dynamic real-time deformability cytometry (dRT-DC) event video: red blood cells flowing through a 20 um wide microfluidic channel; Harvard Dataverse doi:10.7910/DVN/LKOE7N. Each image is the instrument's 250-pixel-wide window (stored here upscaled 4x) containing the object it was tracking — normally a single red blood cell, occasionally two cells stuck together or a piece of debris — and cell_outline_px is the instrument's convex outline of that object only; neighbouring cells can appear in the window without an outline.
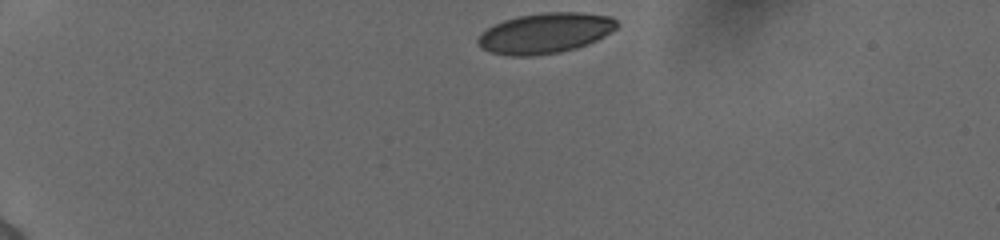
{"species": "human", "species_latin": "Homo sapiens", "temperature_condition": "cold", "stored_images_in_passage": 38, "camera_frame_rate_fps": 3000, "um_per_image_px": 0.085, "donor": {"sex": "female"}, "frame": {"image": 1, "passage_image": 1, "time_ms": 0.0, "image_size_px": [1000, 240], "cell_outline_px": [[620, 24], [616, 28], [604, 36], [588, 44], [576, 48], [560, 52], [532, 56], [512, 56], [492, 52], [480, 48], [476, 44], [476, 40], [480, 32], [504, 20], [516, 16], [544, 12], [580, 12], [612, 16]], "centroid_in_image_um": [46.33, 2.81], "position_along_channel_um": 38.7, "area_um2": 32.95}}
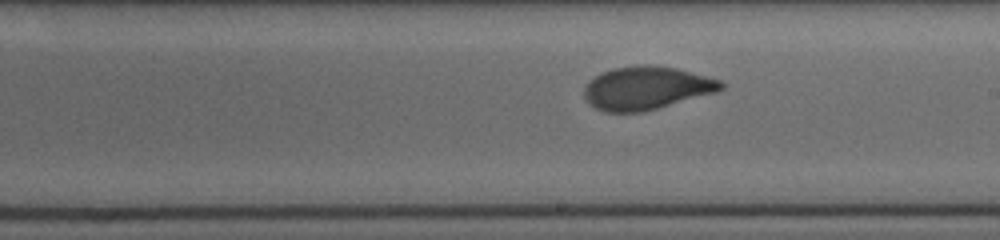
{"frame": {"image": 2, "passage_image": 22, "time_ms": 7.0, "image_size_px": [1000, 240], "cell_outline_px": [[724, 88], [716, 92], [644, 112], [604, 112], [588, 104], [584, 96], [584, 88], [600, 72], [612, 68], [644, 64], [648, 64], [676, 68], [724, 80]], "centroid_in_image_um": [54.96, 7.48], "position_along_channel_um": 234.0, "area_um2": 34.56}}
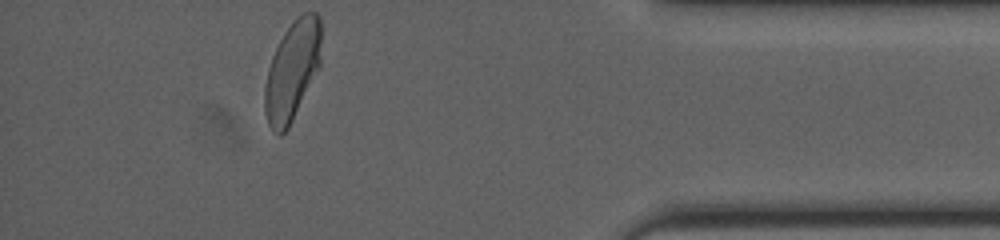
{"frame": {"image": 3, "passage_image": 38, "time_ms": 12.333, "image_size_px": [1000, 240], "cell_outline_px": [[320, 68], [288, 128], [280, 136], [272, 132], [268, 124], [264, 112], [264, 88], [268, 68], [272, 56], [284, 32], [296, 16], [304, 12], [316, 12], [320, 16]], "centroid_in_image_um": [24.83, 6.02], "position_along_channel_um": 410.4, "area_um2": 32.95}, "authors_computed_cell_mechanics": {"area_um2": 33.813, "velocity_mm_per_s": 3.8763, "shape_relaxation_time_tau1_ms": 4.2083, "shape_relaxation_time_tau2_ms": 0.6947, "deformation_change_tau1": 0.161, "deformation_change_tau2": 0.0456}}